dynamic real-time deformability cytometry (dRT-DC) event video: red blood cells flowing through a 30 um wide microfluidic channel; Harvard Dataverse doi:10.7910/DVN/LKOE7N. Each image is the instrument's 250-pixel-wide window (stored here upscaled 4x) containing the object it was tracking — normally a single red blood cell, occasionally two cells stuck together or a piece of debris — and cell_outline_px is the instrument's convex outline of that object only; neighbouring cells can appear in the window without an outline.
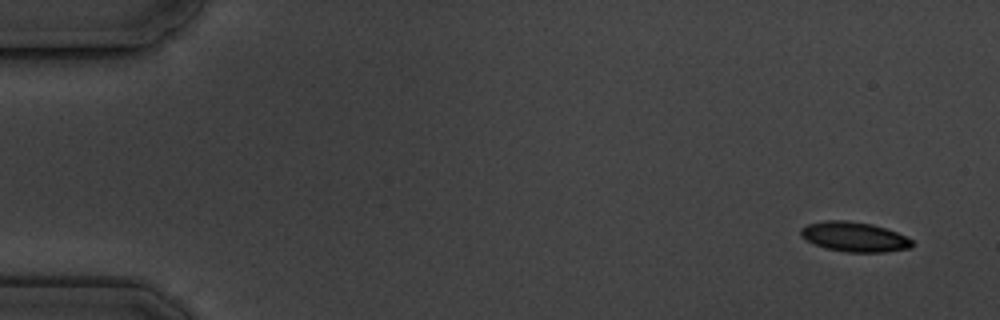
{"species": "common noctule bat (a hibernating species)", "species_latin": "Nyctalus noctula", "temperature_condition": "cold", "stored_images_in_passage": 4, "camera_frame_rate_fps": 3000, "um_per_image_px": 0.085, "animal": {"sex": "male", "body_mass_g": 19.5, "forearm_length_mm": 54.6}, "frame": {"image": 1, "passage_image": 1, "time_ms": 0.0, "image_size_px": [1000, 320], "cell_outline_px": [[916, 244], [912, 248], [884, 252], [848, 252], [828, 248], [816, 244], [800, 236], [800, 228], [808, 224], [824, 220], [844, 220], [872, 224], [896, 232], [912, 240]], "centroid_in_image_um": [72.64, 20.13], "position_along_channel_um": 12.4, "area_um2": 19.19}}
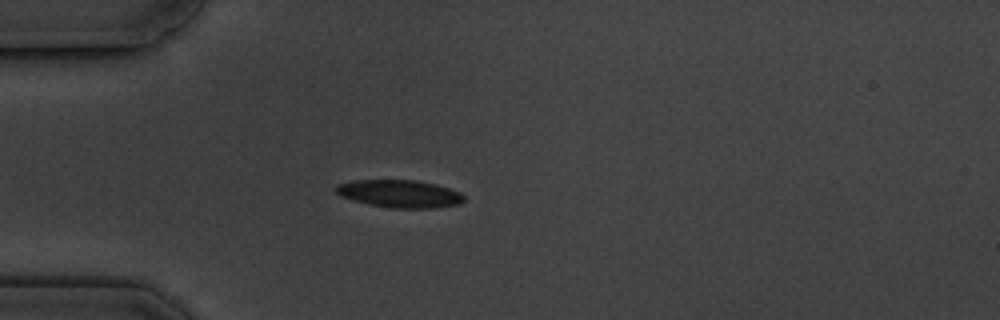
{"frame": {"image": 2, "passage_image": 4, "time_ms": 4.333, "image_size_px": [1000, 320], "cell_outline_px": [[464, 200], [460, 204], [432, 208], [392, 208], [368, 204], [340, 196], [336, 192], [336, 184], [356, 180], [416, 180], [436, 184], [460, 192], [464, 196]], "centroid_in_image_um": [33.98, 16.46], "position_along_channel_um": 51.0, "area_um2": 20.58}}